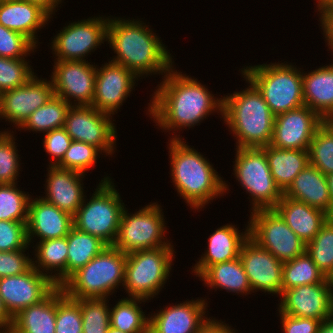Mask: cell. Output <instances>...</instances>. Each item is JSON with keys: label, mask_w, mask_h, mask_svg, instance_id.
<instances>
[{"label": "cell", "mask_w": 333, "mask_h": 333, "mask_svg": "<svg viewBox=\"0 0 333 333\" xmlns=\"http://www.w3.org/2000/svg\"><path fill=\"white\" fill-rule=\"evenodd\" d=\"M318 333H333V317L321 321Z\"/></svg>", "instance_id": "54"}, {"label": "cell", "mask_w": 333, "mask_h": 333, "mask_svg": "<svg viewBox=\"0 0 333 333\" xmlns=\"http://www.w3.org/2000/svg\"><path fill=\"white\" fill-rule=\"evenodd\" d=\"M324 122L306 105L278 114L269 145L280 149L309 150L316 130Z\"/></svg>", "instance_id": "17"}, {"label": "cell", "mask_w": 333, "mask_h": 333, "mask_svg": "<svg viewBox=\"0 0 333 333\" xmlns=\"http://www.w3.org/2000/svg\"><path fill=\"white\" fill-rule=\"evenodd\" d=\"M111 176L104 175L90 199L85 195L82 205L73 216V227L89 233L107 246L117 238L125 204Z\"/></svg>", "instance_id": "7"}, {"label": "cell", "mask_w": 333, "mask_h": 333, "mask_svg": "<svg viewBox=\"0 0 333 333\" xmlns=\"http://www.w3.org/2000/svg\"><path fill=\"white\" fill-rule=\"evenodd\" d=\"M156 34L141 18L109 16L107 43L115 53L111 61L126 67L139 79L155 74L164 77L175 66L174 56Z\"/></svg>", "instance_id": "2"}, {"label": "cell", "mask_w": 333, "mask_h": 333, "mask_svg": "<svg viewBox=\"0 0 333 333\" xmlns=\"http://www.w3.org/2000/svg\"><path fill=\"white\" fill-rule=\"evenodd\" d=\"M327 281L329 282V285L331 286L333 290V270L330 272V274L326 277Z\"/></svg>", "instance_id": "58"}, {"label": "cell", "mask_w": 333, "mask_h": 333, "mask_svg": "<svg viewBox=\"0 0 333 333\" xmlns=\"http://www.w3.org/2000/svg\"><path fill=\"white\" fill-rule=\"evenodd\" d=\"M327 182H328V187H329V192H330V197H331V203H332V217H333V173L328 174L326 176Z\"/></svg>", "instance_id": "56"}, {"label": "cell", "mask_w": 333, "mask_h": 333, "mask_svg": "<svg viewBox=\"0 0 333 333\" xmlns=\"http://www.w3.org/2000/svg\"><path fill=\"white\" fill-rule=\"evenodd\" d=\"M143 298L122 297L110 308V326L126 333H149V314L142 310Z\"/></svg>", "instance_id": "33"}, {"label": "cell", "mask_w": 333, "mask_h": 333, "mask_svg": "<svg viewBox=\"0 0 333 333\" xmlns=\"http://www.w3.org/2000/svg\"><path fill=\"white\" fill-rule=\"evenodd\" d=\"M71 105L61 97L53 95L42 107L35 110L18 128L35 133H47L65 125L66 115Z\"/></svg>", "instance_id": "35"}, {"label": "cell", "mask_w": 333, "mask_h": 333, "mask_svg": "<svg viewBox=\"0 0 333 333\" xmlns=\"http://www.w3.org/2000/svg\"><path fill=\"white\" fill-rule=\"evenodd\" d=\"M317 2L316 10L318 15H320L324 10L333 7V0H314ZM318 8V9H317Z\"/></svg>", "instance_id": "55"}, {"label": "cell", "mask_w": 333, "mask_h": 333, "mask_svg": "<svg viewBox=\"0 0 333 333\" xmlns=\"http://www.w3.org/2000/svg\"><path fill=\"white\" fill-rule=\"evenodd\" d=\"M240 232L237 225L228 223L214 230L209 236L207 250H204L191 270L195 277H200L210 266L232 261L240 256L242 244L249 238V225Z\"/></svg>", "instance_id": "24"}, {"label": "cell", "mask_w": 333, "mask_h": 333, "mask_svg": "<svg viewBox=\"0 0 333 333\" xmlns=\"http://www.w3.org/2000/svg\"><path fill=\"white\" fill-rule=\"evenodd\" d=\"M207 299L185 300L178 304L164 305L155 313H149V333H197L209 319L206 314Z\"/></svg>", "instance_id": "21"}, {"label": "cell", "mask_w": 333, "mask_h": 333, "mask_svg": "<svg viewBox=\"0 0 333 333\" xmlns=\"http://www.w3.org/2000/svg\"><path fill=\"white\" fill-rule=\"evenodd\" d=\"M262 148L265 150L272 177L282 192L310 164L308 150L280 149L271 145Z\"/></svg>", "instance_id": "30"}, {"label": "cell", "mask_w": 333, "mask_h": 333, "mask_svg": "<svg viewBox=\"0 0 333 333\" xmlns=\"http://www.w3.org/2000/svg\"><path fill=\"white\" fill-rule=\"evenodd\" d=\"M178 71L175 66L161 77L145 110L159 130L169 135L173 131L170 140L183 139L177 133L200 125L213 113L223 118V97H214L197 78Z\"/></svg>", "instance_id": "1"}, {"label": "cell", "mask_w": 333, "mask_h": 333, "mask_svg": "<svg viewBox=\"0 0 333 333\" xmlns=\"http://www.w3.org/2000/svg\"><path fill=\"white\" fill-rule=\"evenodd\" d=\"M279 297L277 310L281 313L320 321L332 317V288L327 279L284 290Z\"/></svg>", "instance_id": "20"}, {"label": "cell", "mask_w": 333, "mask_h": 333, "mask_svg": "<svg viewBox=\"0 0 333 333\" xmlns=\"http://www.w3.org/2000/svg\"><path fill=\"white\" fill-rule=\"evenodd\" d=\"M325 279L307 252L283 262L282 292L300 285L321 283Z\"/></svg>", "instance_id": "36"}, {"label": "cell", "mask_w": 333, "mask_h": 333, "mask_svg": "<svg viewBox=\"0 0 333 333\" xmlns=\"http://www.w3.org/2000/svg\"><path fill=\"white\" fill-rule=\"evenodd\" d=\"M72 227L73 216L48 203L41 197H31L27 221L29 245H34V241L38 239V241H43L66 237Z\"/></svg>", "instance_id": "23"}, {"label": "cell", "mask_w": 333, "mask_h": 333, "mask_svg": "<svg viewBox=\"0 0 333 333\" xmlns=\"http://www.w3.org/2000/svg\"><path fill=\"white\" fill-rule=\"evenodd\" d=\"M55 333H82L80 304L66 296L61 287H56Z\"/></svg>", "instance_id": "42"}, {"label": "cell", "mask_w": 333, "mask_h": 333, "mask_svg": "<svg viewBox=\"0 0 333 333\" xmlns=\"http://www.w3.org/2000/svg\"><path fill=\"white\" fill-rule=\"evenodd\" d=\"M283 195L320 209L332 217V203L326 175L310 164L294 178Z\"/></svg>", "instance_id": "26"}, {"label": "cell", "mask_w": 333, "mask_h": 333, "mask_svg": "<svg viewBox=\"0 0 333 333\" xmlns=\"http://www.w3.org/2000/svg\"><path fill=\"white\" fill-rule=\"evenodd\" d=\"M291 62L244 66L239 69L261 92L276 116L304 104L302 69Z\"/></svg>", "instance_id": "5"}, {"label": "cell", "mask_w": 333, "mask_h": 333, "mask_svg": "<svg viewBox=\"0 0 333 333\" xmlns=\"http://www.w3.org/2000/svg\"><path fill=\"white\" fill-rule=\"evenodd\" d=\"M46 175L45 195L38 197L74 216L86 195L83 189L85 174L57 166H48Z\"/></svg>", "instance_id": "22"}, {"label": "cell", "mask_w": 333, "mask_h": 333, "mask_svg": "<svg viewBox=\"0 0 333 333\" xmlns=\"http://www.w3.org/2000/svg\"><path fill=\"white\" fill-rule=\"evenodd\" d=\"M17 185L18 183L0 184V220L28 221L32 196Z\"/></svg>", "instance_id": "38"}, {"label": "cell", "mask_w": 333, "mask_h": 333, "mask_svg": "<svg viewBox=\"0 0 333 333\" xmlns=\"http://www.w3.org/2000/svg\"><path fill=\"white\" fill-rule=\"evenodd\" d=\"M67 244V279L107 246L99 238L75 227H72L67 235Z\"/></svg>", "instance_id": "34"}, {"label": "cell", "mask_w": 333, "mask_h": 333, "mask_svg": "<svg viewBox=\"0 0 333 333\" xmlns=\"http://www.w3.org/2000/svg\"><path fill=\"white\" fill-rule=\"evenodd\" d=\"M26 251L27 249L7 252L0 251V278L20 275L27 272L33 266L30 253H25Z\"/></svg>", "instance_id": "48"}, {"label": "cell", "mask_w": 333, "mask_h": 333, "mask_svg": "<svg viewBox=\"0 0 333 333\" xmlns=\"http://www.w3.org/2000/svg\"><path fill=\"white\" fill-rule=\"evenodd\" d=\"M110 298L75 299L80 304L82 333H106L110 327Z\"/></svg>", "instance_id": "39"}, {"label": "cell", "mask_w": 333, "mask_h": 333, "mask_svg": "<svg viewBox=\"0 0 333 333\" xmlns=\"http://www.w3.org/2000/svg\"><path fill=\"white\" fill-rule=\"evenodd\" d=\"M109 16L98 15L70 22L51 39L54 60L86 61L85 58L107 42Z\"/></svg>", "instance_id": "11"}, {"label": "cell", "mask_w": 333, "mask_h": 333, "mask_svg": "<svg viewBox=\"0 0 333 333\" xmlns=\"http://www.w3.org/2000/svg\"><path fill=\"white\" fill-rule=\"evenodd\" d=\"M56 288L41 302L21 310L13 324L22 333H55Z\"/></svg>", "instance_id": "32"}, {"label": "cell", "mask_w": 333, "mask_h": 333, "mask_svg": "<svg viewBox=\"0 0 333 333\" xmlns=\"http://www.w3.org/2000/svg\"><path fill=\"white\" fill-rule=\"evenodd\" d=\"M250 213L247 222L249 238L279 261H290L306 252V243L288 227L274 209H259Z\"/></svg>", "instance_id": "12"}, {"label": "cell", "mask_w": 333, "mask_h": 333, "mask_svg": "<svg viewBox=\"0 0 333 333\" xmlns=\"http://www.w3.org/2000/svg\"><path fill=\"white\" fill-rule=\"evenodd\" d=\"M57 286L33 266L20 275L0 278V296L12 317L45 299Z\"/></svg>", "instance_id": "19"}, {"label": "cell", "mask_w": 333, "mask_h": 333, "mask_svg": "<svg viewBox=\"0 0 333 333\" xmlns=\"http://www.w3.org/2000/svg\"><path fill=\"white\" fill-rule=\"evenodd\" d=\"M210 290L222 289L235 295L246 296L252 293L248 277L240 257L210 266L199 280Z\"/></svg>", "instance_id": "31"}, {"label": "cell", "mask_w": 333, "mask_h": 333, "mask_svg": "<svg viewBox=\"0 0 333 333\" xmlns=\"http://www.w3.org/2000/svg\"><path fill=\"white\" fill-rule=\"evenodd\" d=\"M0 333H22L14 325L1 326Z\"/></svg>", "instance_id": "57"}, {"label": "cell", "mask_w": 333, "mask_h": 333, "mask_svg": "<svg viewBox=\"0 0 333 333\" xmlns=\"http://www.w3.org/2000/svg\"><path fill=\"white\" fill-rule=\"evenodd\" d=\"M34 247L33 267L60 287L67 280V236L37 241Z\"/></svg>", "instance_id": "29"}, {"label": "cell", "mask_w": 333, "mask_h": 333, "mask_svg": "<svg viewBox=\"0 0 333 333\" xmlns=\"http://www.w3.org/2000/svg\"><path fill=\"white\" fill-rule=\"evenodd\" d=\"M233 176L251 201L250 211L273 209L283 192L276 185L263 148H235ZM251 197V198H250Z\"/></svg>", "instance_id": "9"}, {"label": "cell", "mask_w": 333, "mask_h": 333, "mask_svg": "<svg viewBox=\"0 0 333 333\" xmlns=\"http://www.w3.org/2000/svg\"><path fill=\"white\" fill-rule=\"evenodd\" d=\"M25 1L40 6L51 17H53L52 15H54L57 12V10H59L58 5L61 4L64 0L63 1L62 0H25Z\"/></svg>", "instance_id": "52"}, {"label": "cell", "mask_w": 333, "mask_h": 333, "mask_svg": "<svg viewBox=\"0 0 333 333\" xmlns=\"http://www.w3.org/2000/svg\"><path fill=\"white\" fill-rule=\"evenodd\" d=\"M101 67L96 64L95 93L92 105L96 110L115 115L120 111L131 92L135 89L136 81L140 80L126 67L107 60Z\"/></svg>", "instance_id": "15"}, {"label": "cell", "mask_w": 333, "mask_h": 333, "mask_svg": "<svg viewBox=\"0 0 333 333\" xmlns=\"http://www.w3.org/2000/svg\"><path fill=\"white\" fill-rule=\"evenodd\" d=\"M37 47L23 34L0 24V57L20 59L31 56ZM29 55V56H28Z\"/></svg>", "instance_id": "45"}, {"label": "cell", "mask_w": 333, "mask_h": 333, "mask_svg": "<svg viewBox=\"0 0 333 333\" xmlns=\"http://www.w3.org/2000/svg\"><path fill=\"white\" fill-rule=\"evenodd\" d=\"M54 95L71 106H91L95 93L96 65L87 61L54 60L50 74ZM72 100V101H71Z\"/></svg>", "instance_id": "14"}, {"label": "cell", "mask_w": 333, "mask_h": 333, "mask_svg": "<svg viewBox=\"0 0 333 333\" xmlns=\"http://www.w3.org/2000/svg\"><path fill=\"white\" fill-rule=\"evenodd\" d=\"M241 75L248 86L223 96L221 120L236 139V148H262L271 142L275 115L257 87Z\"/></svg>", "instance_id": "4"}, {"label": "cell", "mask_w": 333, "mask_h": 333, "mask_svg": "<svg viewBox=\"0 0 333 333\" xmlns=\"http://www.w3.org/2000/svg\"><path fill=\"white\" fill-rule=\"evenodd\" d=\"M126 260V253L113 245L106 246L60 287L72 299L109 298L119 286L123 287Z\"/></svg>", "instance_id": "6"}, {"label": "cell", "mask_w": 333, "mask_h": 333, "mask_svg": "<svg viewBox=\"0 0 333 333\" xmlns=\"http://www.w3.org/2000/svg\"><path fill=\"white\" fill-rule=\"evenodd\" d=\"M174 248L170 244L168 247L138 250L127 254L123 288L128 297L150 301L160 294L174 265Z\"/></svg>", "instance_id": "8"}, {"label": "cell", "mask_w": 333, "mask_h": 333, "mask_svg": "<svg viewBox=\"0 0 333 333\" xmlns=\"http://www.w3.org/2000/svg\"><path fill=\"white\" fill-rule=\"evenodd\" d=\"M240 260L248 277L252 293L262 291L280 296L283 262L248 238L240 249ZM255 290V291H254Z\"/></svg>", "instance_id": "18"}, {"label": "cell", "mask_w": 333, "mask_h": 333, "mask_svg": "<svg viewBox=\"0 0 333 333\" xmlns=\"http://www.w3.org/2000/svg\"><path fill=\"white\" fill-rule=\"evenodd\" d=\"M33 75L23 86L1 93L0 120L13 124L18 129L38 108L52 96L51 80Z\"/></svg>", "instance_id": "16"}, {"label": "cell", "mask_w": 333, "mask_h": 333, "mask_svg": "<svg viewBox=\"0 0 333 333\" xmlns=\"http://www.w3.org/2000/svg\"><path fill=\"white\" fill-rule=\"evenodd\" d=\"M162 211V206L157 202H150L134 213H128L125 207L113 246L126 254L138 250L168 247L172 242L165 237L167 223Z\"/></svg>", "instance_id": "10"}, {"label": "cell", "mask_w": 333, "mask_h": 333, "mask_svg": "<svg viewBox=\"0 0 333 333\" xmlns=\"http://www.w3.org/2000/svg\"><path fill=\"white\" fill-rule=\"evenodd\" d=\"M231 327L225 321L209 316V319L200 327L197 333H236L237 329Z\"/></svg>", "instance_id": "51"}, {"label": "cell", "mask_w": 333, "mask_h": 333, "mask_svg": "<svg viewBox=\"0 0 333 333\" xmlns=\"http://www.w3.org/2000/svg\"><path fill=\"white\" fill-rule=\"evenodd\" d=\"M306 252L327 277L333 270V217H329L316 236L306 244Z\"/></svg>", "instance_id": "40"}, {"label": "cell", "mask_w": 333, "mask_h": 333, "mask_svg": "<svg viewBox=\"0 0 333 333\" xmlns=\"http://www.w3.org/2000/svg\"><path fill=\"white\" fill-rule=\"evenodd\" d=\"M106 333H126V332H123L122 330H118V329H115L113 328L112 326H110L108 329H107V332Z\"/></svg>", "instance_id": "59"}, {"label": "cell", "mask_w": 333, "mask_h": 333, "mask_svg": "<svg viewBox=\"0 0 333 333\" xmlns=\"http://www.w3.org/2000/svg\"><path fill=\"white\" fill-rule=\"evenodd\" d=\"M168 142L171 183L191 210L199 212L212 200L228 194L229 185L208 158L184 139Z\"/></svg>", "instance_id": "3"}, {"label": "cell", "mask_w": 333, "mask_h": 333, "mask_svg": "<svg viewBox=\"0 0 333 333\" xmlns=\"http://www.w3.org/2000/svg\"><path fill=\"white\" fill-rule=\"evenodd\" d=\"M319 16L320 29L333 59V7L324 10Z\"/></svg>", "instance_id": "50"}, {"label": "cell", "mask_w": 333, "mask_h": 333, "mask_svg": "<svg viewBox=\"0 0 333 333\" xmlns=\"http://www.w3.org/2000/svg\"><path fill=\"white\" fill-rule=\"evenodd\" d=\"M288 227L304 242L309 243L330 217L324 211L282 195L273 208Z\"/></svg>", "instance_id": "27"}, {"label": "cell", "mask_w": 333, "mask_h": 333, "mask_svg": "<svg viewBox=\"0 0 333 333\" xmlns=\"http://www.w3.org/2000/svg\"><path fill=\"white\" fill-rule=\"evenodd\" d=\"M7 130V131H6ZM14 131L5 129L0 131V184H13L17 181L21 171V163L15 142Z\"/></svg>", "instance_id": "41"}, {"label": "cell", "mask_w": 333, "mask_h": 333, "mask_svg": "<svg viewBox=\"0 0 333 333\" xmlns=\"http://www.w3.org/2000/svg\"><path fill=\"white\" fill-rule=\"evenodd\" d=\"M310 165L324 175L333 173V123L325 121L315 132L309 147Z\"/></svg>", "instance_id": "37"}, {"label": "cell", "mask_w": 333, "mask_h": 333, "mask_svg": "<svg viewBox=\"0 0 333 333\" xmlns=\"http://www.w3.org/2000/svg\"><path fill=\"white\" fill-rule=\"evenodd\" d=\"M100 154L103 155L94 145L72 140L65 156L57 167L78 171L87 175L86 171L95 166L98 161L97 158H100Z\"/></svg>", "instance_id": "43"}, {"label": "cell", "mask_w": 333, "mask_h": 333, "mask_svg": "<svg viewBox=\"0 0 333 333\" xmlns=\"http://www.w3.org/2000/svg\"><path fill=\"white\" fill-rule=\"evenodd\" d=\"M51 19L53 18L40 6L25 0L0 1V24L23 34L36 47L40 43L37 33L46 27Z\"/></svg>", "instance_id": "25"}, {"label": "cell", "mask_w": 333, "mask_h": 333, "mask_svg": "<svg viewBox=\"0 0 333 333\" xmlns=\"http://www.w3.org/2000/svg\"><path fill=\"white\" fill-rule=\"evenodd\" d=\"M315 70H302L304 104L324 121L333 119V59ZM304 71V72H303Z\"/></svg>", "instance_id": "28"}, {"label": "cell", "mask_w": 333, "mask_h": 333, "mask_svg": "<svg viewBox=\"0 0 333 333\" xmlns=\"http://www.w3.org/2000/svg\"><path fill=\"white\" fill-rule=\"evenodd\" d=\"M113 116L96 110L93 106H71L64 128L70 138L97 147L105 156L115 154L117 129Z\"/></svg>", "instance_id": "13"}, {"label": "cell", "mask_w": 333, "mask_h": 333, "mask_svg": "<svg viewBox=\"0 0 333 333\" xmlns=\"http://www.w3.org/2000/svg\"><path fill=\"white\" fill-rule=\"evenodd\" d=\"M25 58L0 57V93L23 86L36 73Z\"/></svg>", "instance_id": "44"}, {"label": "cell", "mask_w": 333, "mask_h": 333, "mask_svg": "<svg viewBox=\"0 0 333 333\" xmlns=\"http://www.w3.org/2000/svg\"><path fill=\"white\" fill-rule=\"evenodd\" d=\"M13 324V317L10 315L8 310L6 309L3 300L0 296V327L8 326Z\"/></svg>", "instance_id": "53"}, {"label": "cell", "mask_w": 333, "mask_h": 333, "mask_svg": "<svg viewBox=\"0 0 333 333\" xmlns=\"http://www.w3.org/2000/svg\"><path fill=\"white\" fill-rule=\"evenodd\" d=\"M282 333H318L321 321L314 318L295 317L279 312Z\"/></svg>", "instance_id": "49"}, {"label": "cell", "mask_w": 333, "mask_h": 333, "mask_svg": "<svg viewBox=\"0 0 333 333\" xmlns=\"http://www.w3.org/2000/svg\"><path fill=\"white\" fill-rule=\"evenodd\" d=\"M27 221L0 220V251L28 249Z\"/></svg>", "instance_id": "46"}, {"label": "cell", "mask_w": 333, "mask_h": 333, "mask_svg": "<svg viewBox=\"0 0 333 333\" xmlns=\"http://www.w3.org/2000/svg\"><path fill=\"white\" fill-rule=\"evenodd\" d=\"M332 317H333V290H332Z\"/></svg>", "instance_id": "60"}, {"label": "cell", "mask_w": 333, "mask_h": 333, "mask_svg": "<svg viewBox=\"0 0 333 333\" xmlns=\"http://www.w3.org/2000/svg\"><path fill=\"white\" fill-rule=\"evenodd\" d=\"M42 135L44 136L42 141L44 150L52 159L47 166H57L65 156L72 139L64 127L53 129Z\"/></svg>", "instance_id": "47"}]
</instances>
